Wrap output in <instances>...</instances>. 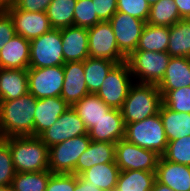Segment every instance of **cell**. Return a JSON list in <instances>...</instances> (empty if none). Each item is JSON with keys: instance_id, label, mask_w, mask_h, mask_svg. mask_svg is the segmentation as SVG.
Wrapping results in <instances>:
<instances>
[{"instance_id": "6da1fadb", "label": "cell", "mask_w": 190, "mask_h": 191, "mask_svg": "<svg viewBox=\"0 0 190 191\" xmlns=\"http://www.w3.org/2000/svg\"><path fill=\"white\" fill-rule=\"evenodd\" d=\"M35 98L27 93L15 100L0 101V138L34 136Z\"/></svg>"}, {"instance_id": "7a4b0ae2", "label": "cell", "mask_w": 190, "mask_h": 191, "mask_svg": "<svg viewBox=\"0 0 190 191\" xmlns=\"http://www.w3.org/2000/svg\"><path fill=\"white\" fill-rule=\"evenodd\" d=\"M16 172L49 170V148L38 136L6 137Z\"/></svg>"}, {"instance_id": "3957f363", "label": "cell", "mask_w": 190, "mask_h": 191, "mask_svg": "<svg viewBox=\"0 0 190 191\" xmlns=\"http://www.w3.org/2000/svg\"><path fill=\"white\" fill-rule=\"evenodd\" d=\"M162 94L155 84L134 82L120 108L124 123L139 122L159 113Z\"/></svg>"}, {"instance_id": "277c9868", "label": "cell", "mask_w": 190, "mask_h": 191, "mask_svg": "<svg viewBox=\"0 0 190 191\" xmlns=\"http://www.w3.org/2000/svg\"><path fill=\"white\" fill-rule=\"evenodd\" d=\"M124 139L141 148L154 151L160 156L168 145L159 113L139 122L125 124Z\"/></svg>"}, {"instance_id": "5b68a950", "label": "cell", "mask_w": 190, "mask_h": 191, "mask_svg": "<svg viewBox=\"0 0 190 191\" xmlns=\"http://www.w3.org/2000/svg\"><path fill=\"white\" fill-rule=\"evenodd\" d=\"M170 59L167 52L134 51L126 58V62L134 82L158 85Z\"/></svg>"}, {"instance_id": "8992f818", "label": "cell", "mask_w": 190, "mask_h": 191, "mask_svg": "<svg viewBox=\"0 0 190 191\" xmlns=\"http://www.w3.org/2000/svg\"><path fill=\"white\" fill-rule=\"evenodd\" d=\"M61 29H51L30 40L29 68H44L64 65Z\"/></svg>"}, {"instance_id": "52a82bcc", "label": "cell", "mask_w": 190, "mask_h": 191, "mask_svg": "<svg viewBox=\"0 0 190 191\" xmlns=\"http://www.w3.org/2000/svg\"><path fill=\"white\" fill-rule=\"evenodd\" d=\"M91 142L88 134L67 139L49 147V170L53 174H75V166L80 155Z\"/></svg>"}, {"instance_id": "ba28073f", "label": "cell", "mask_w": 190, "mask_h": 191, "mask_svg": "<svg viewBox=\"0 0 190 191\" xmlns=\"http://www.w3.org/2000/svg\"><path fill=\"white\" fill-rule=\"evenodd\" d=\"M128 63L116 64L107 74L96 95L111 108L120 109L134 83Z\"/></svg>"}, {"instance_id": "9c48e42d", "label": "cell", "mask_w": 190, "mask_h": 191, "mask_svg": "<svg viewBox=\"0 0 190 191\" xmlns=\"http://www.w3.org/2000/svg\"><path fill=\"white\" fill-rule=\"evenodd\" d=\"M87 29L89 57L107 59L117 64L126 61V57L118 48L114 31L109 21H101Z\"/></svg>"}, {"instance_id": "30bf717a", "label": "cell", "mask_w": 190, "mask_h": 191, "mask_svg": "<svg viewBox=\"0 0 190 191\" xmlns=\"http://www.w3.org/2000/svg\"><path fill=\"white\" fill-rule=\"evenodd\" d=\"M160 157L154 151L141 148L125 139L115 143V162L120 171L142 170L156 172Z\"/></svg>"}, {"instance_id": "8fae6325", "label": "cell", "mask_w": 190, "mask_h": 191, "mask_svg": "<svg viewBox=\"0 0 190 191\" xmlns=\"http://www.w3.org/2000/svg\"><path fill=\"white\" fill-rule=\"evenodd\" d=\"M28 90L35 98L60 97L63 82V65L28 68Z\"/></svg>"}, {"instance_id": "7c38bea8", "label": "cell", "mask_w": 190, "mask_h": 191, "mask_svg": "<svg viewBox=\"0 0 190 191\" xmlns=\"http://www.w3.org/2000/svg\"><path fill=\"white\" fill-rule=\"evenodd\" d=\"M120 52L127 58L136 51L146 22L123 12H116L109 20Z\"/></svg>"}, {"instance_id": "4fadbf2b", "label": "cell", "mask_w": 190, "mask_h": 191, "mask_svg": "<svg viewBox=\"0 0 190 191\" xmlns=\"http://www.w3.org/2000/svg\"><path fill=\"white\" fill-rule=\"evenodd\" d=\"M86 134H88V130L84 122L70 106L50 128L38 137L49 148L67 139Z\"/></svg>"}, {"instance_id": "5bb4252c", "label": "cell", "mask_w": 190, "mask_h": 191, "mask_svg": "<svg viewBox=\"0 0 190 191\" xmlns=\"http://www.w3.org/2000/svg\"><path fill=\"white\" fill-rule=\"evenodd\" d=\"M10 15L16 35L27 40L35 39L53 29L46 12H27L14 5L4 8Z\"/></svg>"}, {"instance_id": "9a60e30c", "label": "cell", "mask_w": 190, "mask_h": 191, "mask_svg": "<svg viewBox=\"0 0 190 191\" xmlns=\"http://www.w3.org/2000/svg\"><path fill=\"white\" fill-rule=\"evenodd\" d=\"M64 82L60 97L69 105L72 106L77 101H80L84 96L89 94L83 61L65 62Z\"/></svg>"}, {"instance_id": "2e32d148", "label": "cell", "mask_w": 190, "mask_h": 191, "mask_svg": "<svg viewBox=\"0 0 190 191\" xmlns=\"http://www.w3.org/2000/svg\"><path fill=\"white\" fill-rule=\"evenodd\" d=\"M64 62L85 61L89 57L88 29L70 26L61 29Z\"/></svg>"}, {"instance_id": "e0dca14e", "label": "cell", "mask_w": 190, "mask_h": 191, "mask_svg": "<svg viewBox=\"0 0 190 191\" xmlns=\"http://www.w3.org/2000/svg\"><path fill=\"white\" fill-rule=\"evenodd\" d=\"M91 141L117 143L124 139L125 123L120 109L112 108L95 126L88 130Z\"/></svg>"}, {"instance_id": "ac0fdd59", "label": "cell", "mask_w": 190, "mask_h": 191, "mask_svg": "<svg viewBox=\"0 0 190 191\" xmlns=\"http://www.w3.org/2000/svg\"><path fill=\"white\" fill-rule=\"evenodd\" d=\"M156 180L175 191H190V166L177 164L160 157Z\"/></svg>"}, {"instance_id": "d6986e66", "label": "cell", "mask_w": 190, "mask_h": 191, "mask_svg": "<svg viewBox=\"0 0 190 191\" xmlns=\"http://www.w3.org/2000/svg\"><path fill=\"white\" fill-rule=\"evenodd\" d=\"M70 106L61 97L37 99L34 114V136L50 128Z\"/></svg>"}, {"instance_id": "ffe728a7", "label": "cell", "mask_w": 190, "mask_h": 191, "mask_svg": "<svg viewBox=\"0 0 190 191\" xmlns=\"http://www.w3.org/2000/svg\"><path fill=\"white\" fill-rule=\"evenodd\" d=\"M29 61L30 40L20 35L14 36L0 51V68L27 70Z\"/></svg>"}, {"instance_id": "44dd1931", "label": "cell", "mask_w": 190, "mask_h": 191, "mask_svg": "<svg viewBox=\"0 0 190 191\" xmlns=\"http://www.w3.org/2000/svg\"><path fill=\"white\" fill-rule=\"evenodd\" d=\"M115 162V143L91 141L80 155L75 166V175H81L96 164Z\"/></svg>"}, {"instance_id": "7402d4cb", "label": "cell", "mask_w": 190, "mask_h": 191, "mask_svg": "<svg viewBox=\"0 0 190 191\" xmlns=\"http://www.w3.org/2000/svg\"><path fill=\"white\" fill-rule=\"evenodd\" d=\"M28 92L27 70L0 68V101L15 100Z\"/></svg>"}, {"instance_id": "603a6c76", "label": "cell", "mask_w": 190, "mask_h": 191, "mask_svg": "<svg viewBox=\"0 0 190 191\" xmlns=\"http://www.w3.org/2000/svg\"><path fill=\"white\" fill-rule=\"evenodd\" d=\"M190 86V57H171L159 90H175Z\"/></svg>"}, {"instance_id": "cb8c5ba5", "label": "cell", "mask_w": 190, "mask_h": 191, "mask_svg": "<svg viewBox=\"0 0 190 191\" xmlns=\"http://www.w3.org/2000/svg\"><path fill=\"white\" fill-rule=\"evenodd\" d=\"M72 107L84 122L87 130L95 126L112 109L93 93L87 94L80 101L74 103Z\"/></svg>"}, {"instance_id": "d4e9b609", "label": "cell", "mask_w": 190, "mask_h": 191, "mask_svg": "<svg viewBox=\"0 0 190 191\" xmlns=\"http://www.w3.org/2000/svg\"><path fill=\"white\" fill-rule=\"evenodd\" d=\"M120 169L116 162L96 164L80 176L104 191H115Z\"/></svg>"}, {"instance_id": "484cf974", "label": "cell", "mask_w": 190, "mask_h": 191, "mask_svg": "<svg viewBox=\"0 0 190 191\" xmlns=\"http://www.w3.org/2000/svg\"><path fill=\"white\" fill-rule=\"evenodd\" d=\"M159 115L168 141L190 135V113L172 111L162 104Z\"/></svg>"}, {"instance_id": "4316f807", "label": "cell", "mask_w": 190, "mask_h": 191, "mask_svg": "<svg viewBox=\"0 0 190 191\" xmlns=\"http://www.w3.org/2000/svg\"><path fill=\"white\" fill-rule=\"evenodd\" d=\"M167 53L171 57H190V19H181L169 27Z\"/></svg>"}, {"instance_id": "83f0119b", "label": "cell", "mask_w": 190, "mask_h": 191, "mask_svg": "<svg viewBox=\"0 0 190 191\" xmlns=\"http://www.w3.org/2000/svg\"><path fill=\"white\" fill-rule=\"evenodd\" d=\"M155 180L156 172L120 171L115 191H152Z\"/></svg>"}, {"instance_id": "f1b7e54d", "label": "cell", "mask_w": 190, "mask_h": 191, "mask_svg": "<svg viewBox=\"0 0 190 191\" xmlns=\"http://www.w3.org/2000/svg\"><path fill=\"white\" fill-rule=\"evenodd\" d=\"M169 36V27L146 23L136 51L167 52Z\"/></svg>"}, {"instance_id": "f546056e", "label": "cell", "mask_w": 190, "mask_h": 191, "mask_svg": "<svg viewBox=\"0 0 190 191\" xmlns=\"http://www.w3.org/2000/svg\"><path fill=\"white\" fill-rule=\"evenodd\" d=\"M116 64V62L107 59L91 57L83 61L85 81L89 93L96 94L98 92L107 74Z\"/></svg>"}, {"instance_id": "4dcf8cb0", "label": "cell", "mask_w": 190, "mask_h": 191, "mask_svg": "<svg viewBox=\"0 0 190 191\" xmlns=\"http://www.w3.org/2000/svg\"><path fill=\"white\" fill-rule=\"evenodd\" d=\"M77 0H52L46 14L54 29L74 26V8Z\"/></svg>"}, {"instance_id": "1f68e13d", "label": "cell", "mask_w": 190, "mask_h": 191, "mask_svg": "<svg viewBox=\"0 0 190 191\" xmlns=\"http://www.w3.org/2000/svg\"><path fill=\"white\" fill-rule=\"evenodd\" d=\"M180 20L181 17L174 0H160L150 6V13L146 23L170 27Z\"/></svg>"}, {"instance_id": "d6a6232c", "label": "cell", "mask_w": 190, "mask_h": 191, "mask_svg": "<svg viewBox=\"0 0 190 191\" xmlns=\"http://www.w3.org/2000/svg\"><path fill=\"white\" fill-rule=\"evenodd\" d=\"M52 174L50 170L16 172L11 183V189L12 191H45L49 177Z\"/></svg>"}, {"instance_id": "836d02e7", "label": "cell", "mask_w": 190, "mask_h": 191, "mask_svg": "<svg viewBox=\"0 0 190 191\" xmlns=\"http://www.w3.org/2000/svg\"><path fill=\"white\" fill-rule=\"evenodd\" d=\"M163 105L176 112L190 113V86L175 90H159Z\"/></svg>"}, {"instance_id": "e575fe53", "label": "cell", "mask_w": 190, "mask_h": 191, "mask_svg": "<svg viewBox=\"0 0 190 191\" xmlns=\"http://www.w3.org/2000/svg\"><path fill=\"white\" fill-rule=\"evenodd\" d=\"M162 157L173 163L190 166V135L168 141Z\"/></svg>"}, {"instance_id": "d590c367", "label": "cell", "mask_w": 190, "mask_h": 191, "mask_svg": "<svg viewBox=\"0 0 190 191\" xmlns=\"http://www.w3.org/2000/svg\"><path fill=\"white\" fill-rule=\"evenodd\" d=\"M101 22L92 0H77L74 8V26L89 28Z\"/></svg>"}, {"instance_id": "8d00e7d4", "label": "cell", "mask_w": 190, "mask_h": 191, "mask_svg": "<svg viewBox=\"0 0 190 191\" xmlns=\"http://www.w3.org/2000/svg\"><path fill=\"white\" fill-rule=\"evenodd\" d=\"M15 174L9 145L0 138V187L11 186Z\"/></svg>"}, {"instance_id": "74e56055", "label": "cell", "mask_w": 190, "mask_h": 191, "mask_svg": "<svg viewBox=\"0 0 190 191\" xmlns=\"http://www.w3.org/2000/svg\"><path fill=\"white\" fill-rule=\"evenodd\" d=\"M117 12H123L147 22L150 6L146 0H117Z\"/></svg>"}, {"instance_id": "f35d334b", "label": "cell", "mask_w": 190, "mask_h": 191, "mask_svg": "<svg viewBox=\"0 0 190 191\" xmlns=\"http://www.w3.org/2000/svg\"><path fill=\"white\" fill-rule=\"evenodd\" d=\"M75 174H52L45 191H74Z\"/></svg>"}, {"instance_id": "ab89813d", "label": "cell", "mask_w": 190, "mask_h": 191, "mask_svg": "<svg viewBox=\"0 0 190 191\" xmlns=\"http://www.w3.org/2000/svg\"><path fill=\"white\" fill-rule=\"evenodd\" d=\"M14 36L16 32L10 15L4 9H0V51Z\"/></svg>"}, {"instance_id": "60d3db41", "label": "cell", "mask_w": 190, "mask_h": 191, "mask_svg": "<svg viewBox=\"0 0 190 191\" xmlns=\"http://www.w3.org/2000/svg\"><path fill=\"white\" fill-rule=\"evenodd\" d=\"M95 13L101 21H109L117 12V0H92Z\"/></svg>"}, {"instance_id": "b9f144b4", "label": "cell", "mask_w": 190, "mask_h": 191, "mask_svg": "<svg viewBox=\"0 0 190 191\" xmlns=\"http://www.w3.org/2000/svg\"><path fill=\"white\" fill-rule=\"evenodd\" d=\"M51 2L52 0H15L13 5L27 12H46Z\"/></svg>"}, {"instance_id": "7bdbcfd3", "label": "cell", "mask_w": 190, "mask_h": 191, "mask_svg": "<svg viewBox=\"0 0 190 191\" xmlns=\"http://www.w3.org/2000/svg\"><path fill=\"white\" fill-rule=\"evenodd\" d=\"M74 191H104L84 180L80 175H75Z\"/></svg>"}, {"instance_id": "ee69618b", "label": "cell", "mask_w": 190, "mask_h": 191, "mask_svg": "<svg viewBox=\"0 0 190 191\" xmlns=\"http://www.w3.org/2000/svg\"><path fill=\"white\" fill-rule=\"evenodd\" d=\"M181 19H190V0H174Z\"/></svg>"}, {"instance_id": "f6af8a7d", "label": "cell", "mask_w": 190, "mask_h": 191, "mask_svg": "<svg viewBox=\"0 0 190 191\" xmlns=\"http://www.w3.org/2000/svg\"><path fill=\"white\" fill-rule=\"evenodd\" d=\"M152 191H175V190L155 180Z\"/></svg>"}, {"instance_id": "bcb514c9", "label": "cell", "mask_w": 190, "mask_h": 191, "mask_svg": "<svg viewBox=\"0 0 190 191\" xmlns=\"http://www.w3.org/2000/svg\"><path fill=\"white\" fill-rule=\"evenodd\" d=\"M15 0H0V9L13 5Z\"/></svg>"}, {"instance_id": "7dc6e473", "label": "cell", "mask_w": 190, "mask_h": 191, "mask_svg": "<svg viewBox=\"0 0 190 191\" xmlns=\"http://www.w3.org/2000/svg\"><path fill=\"white\" fill-rule=\"evenodd\" d=\"M0 191H12L11 186L0 187Z\"/></svg>"}, {"instance_id": "c3c4849f", "label": "cell", "mask_w": 190, "mask_h": 191, "mask_svg": "<svg viewBox=\"0 0 190 191\" xmlns=\"http://www.w3.org/2000/svg\"><path fill=\"white\" fill-rule=\"evenodd\" d=\"M146 1L149 4V6H152L153 4H155L156 2H158L160 0H146Z\"/></svg>"}]
</instances>
